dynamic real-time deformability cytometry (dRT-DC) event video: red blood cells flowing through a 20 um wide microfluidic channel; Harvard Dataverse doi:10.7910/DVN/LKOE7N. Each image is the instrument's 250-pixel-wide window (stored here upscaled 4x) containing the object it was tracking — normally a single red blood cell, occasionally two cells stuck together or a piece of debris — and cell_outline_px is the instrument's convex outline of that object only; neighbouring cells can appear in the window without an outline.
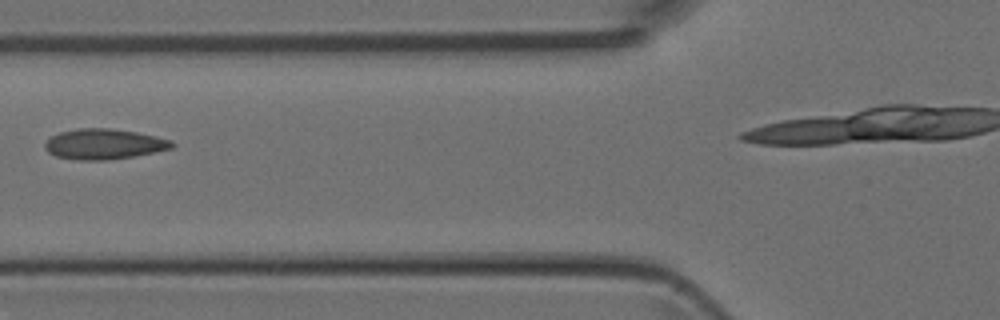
{"species": "Egyptian fruit bat (a non-hibernating species)", "species_latin": "Rousettus aegyptiacus", "temperature_condition": "room temperature", "stored_images_in_passage": 5, "camera_frame_rate_fps": 3000, "um_per_image_px": 0.085, "animal": {"sex": "female"}, "frame": {"image": 1, "passage_image": 4, "time_ms": 1.0, "image_size_px": [1000, 320], "cell_outline_px": [[176, 144], [172, 148], [132, 156], [108, 160], [76, 160], [56, 156], [48, 152], [44, 148], [44, 144], [52, 136], [60, 132], [76, 128], [108, 128], [136, 132], [156, 136], [172, 140]], "centroid_in_image_um": [8.83, 12.24], "position_along_channel_um": 117.0, "area_um2": 22.43}}